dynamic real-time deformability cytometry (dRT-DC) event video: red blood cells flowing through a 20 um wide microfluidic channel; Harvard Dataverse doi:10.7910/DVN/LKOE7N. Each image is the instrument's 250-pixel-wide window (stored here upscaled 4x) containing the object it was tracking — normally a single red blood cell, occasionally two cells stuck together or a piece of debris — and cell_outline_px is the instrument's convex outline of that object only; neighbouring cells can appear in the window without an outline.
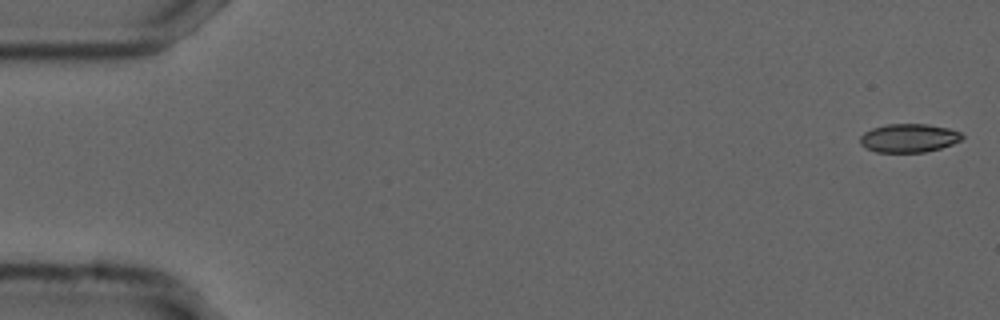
{"species": "common noctule bat (a hibernating species)", "species_latin": "Nyctalus noctula", "temperature_condition": "cold", "stored_images_in_passage": 54, "camera_frame_rate_fps": 3000, "um_per_image_px": 0.085, "animal": {"sex": "male", "forearm_length_mm": 52.5}, "frame": {"image": 1, "passage_image": 1, "time_ms": 0.0, "image_size_px": [1000, 320], "cell_outline_px": [[964, 136], [960, 140], [952, 144], [940, 148], [924, 152], [876, 152], [860, 144], [860, 136], [864, 132], [872, 128], [888, 124], [928, 124], [948, 128], [960, 132]], "centroid_in_image_um": [77.24, 11.73], "position_along_channel_um": 7.8, "area_um2": 16.88}}
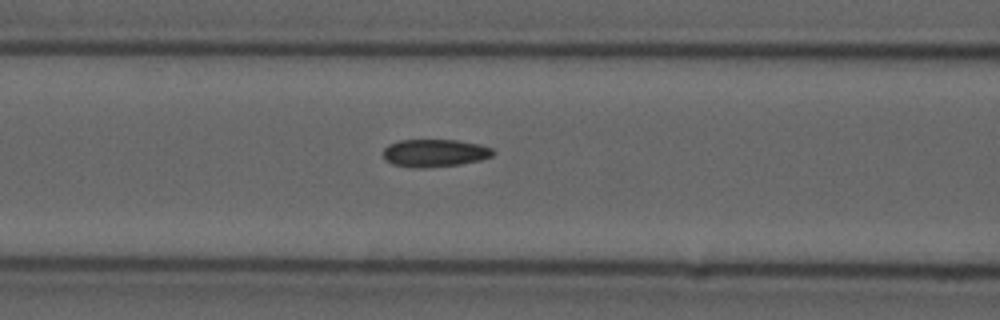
{"frame": {"image": 2, "passage_image": 22, "time_ms": 7.0, "image_size_px": [1000, 320], "cell_outline_px": [[496, 152], [492, 156], [480, 160], [460, 164], [424, 168], [416, 168], [392, 164], [384, 156], [384, 148], [388, 144], [400, 140], [456, 140], [480, 144], [492, 148]], "centroid_in_image_um": [36.98, 13.0], "position_along_channel_um": 129.6, "area_um2": 17.69}}
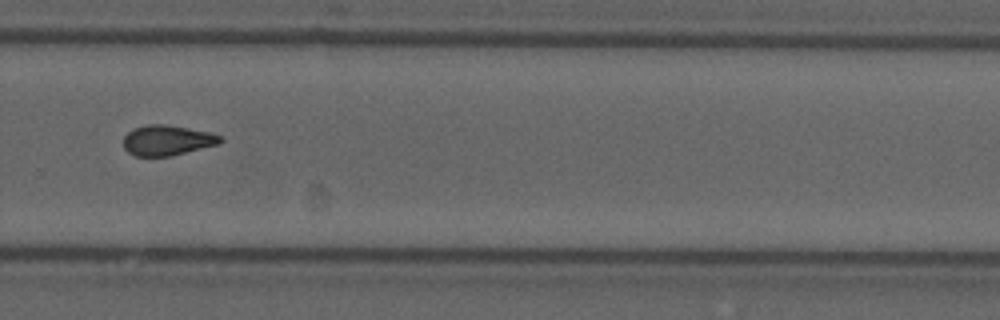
{"frame": {"image": 3, "passage_image": 37, "time_ms": 12.0, "image_size_px": [1000, 320], "cell_outline_px": [[224, 140], [220, 144], [172, 156], [136, 156], [128, 152], [124, 148], [124, 136], [132, 128], [148, 124], [164, 124], [188, 128], [208, 132], [220, 136]], "centroid_in_image_um": [14.21, 11.93], "position_along_channel_um": 315.6, "area_um2": 17.17}, "authors_computed_cell_mechanics": {"area_um2": 17.3689, "velocity_mm_per_s": 3.7387, "shape_relaxation_time_tau1_ms": null, "shape_relaxation_time_tau2_ms": 2.238, "deformation_change_tau1": null, "deformation_change_tau2": 0.0905}}